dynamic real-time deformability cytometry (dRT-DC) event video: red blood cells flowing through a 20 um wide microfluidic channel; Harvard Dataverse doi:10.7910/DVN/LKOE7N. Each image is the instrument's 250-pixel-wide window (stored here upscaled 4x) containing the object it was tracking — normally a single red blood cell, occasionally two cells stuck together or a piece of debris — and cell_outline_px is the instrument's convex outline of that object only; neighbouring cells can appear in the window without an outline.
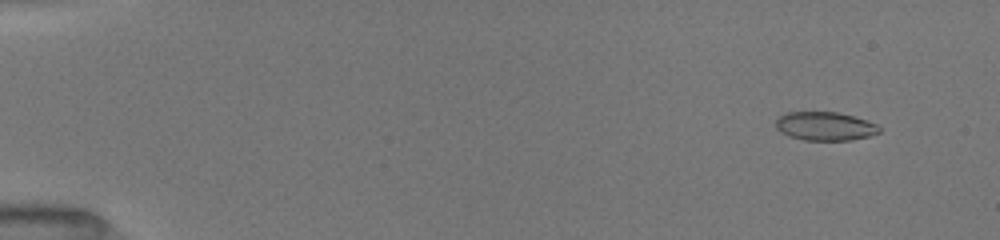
{"species": "common noctule bat (a hibernating species)", "species_latin": "Nyctalus noctula", "temperature_condition": "room temperature", "stored_images_in_passage": 52, "camera_frame_rate_fps": 3000, "um_per_image_px": 0.085, "animal": {"sex": "female", "body_mass_g": 19.5, "forearm_length_mm": 54.1}, "frame": {"image": 1, "passage_image": 5, "time_ms": 1.333, "image_size_px": [1000, 240], "cell_outline_px": [[880, 132], [868, 136], [852, 140], [804, 140], [788, 136], [780, 132], [776, 128], [776, 120], [780, 116], [788, 112], [836, 112], [868, 120], [876, 124], [880, 128]], "centroid_in_image_um": [70.12, 10.73], "position_along_channel_um": 14.9, "area_um2": 17.22}}
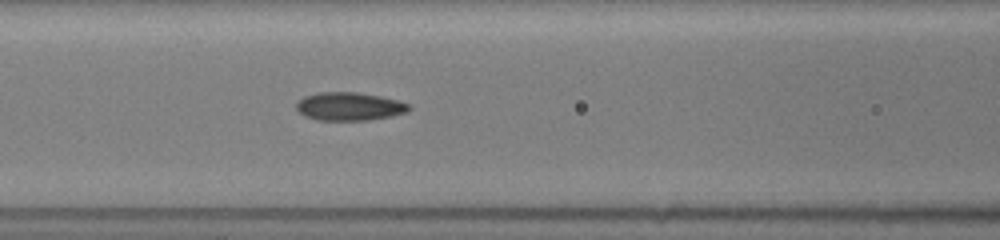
{"frame": {"image": 2, "passage_image": 24, "time_ms": 7.667, "image_size_px": [1000, 240], "cell_outline_px": [[412, 108], [408, 112], [392, 116], [368, 120], [316, 120], [304, 116], [296, 108], [296, 104], [304, 96], [320, 92], [356, 92], [380, 96], [412, 104]], "centroid_in_image_um": [29.73, 9.05], "position_along_channel_um": 136.9, "area_um2": 18.61}}
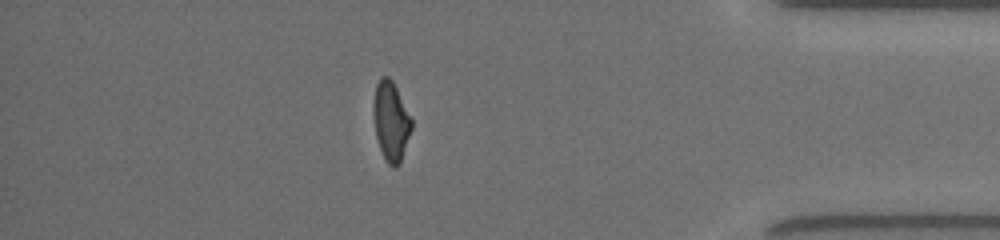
{"frame": {"image": 3, "passage_image": 46, "time_ms": 15.0, "image_size_px": [1000, 240], "cell_outline_px": [[412, 128], [400, 164], [396, 168], [392, 168], [384, 160], [376, 136], [372, 112], [372, 104], [376, 84], [380, 76], [388, 76], [392, 80], [412, 120]], "centroid_in_image_um": [33.21, 10.32], "position_along_channel_um": 402.0, "area_um2": 17.8}, "authors_computed_cell_mechanics": {"area_um2": 18.0336, "velocity_mm_per_s": 4.049, "shape_relaxation_time_tau1_ms": 3.8141, "shape_relaxation_time_tau2_ms": 2.006, "deformation_change_tau1": 0.1601, "deformation_change_tau2": 0.0817}}